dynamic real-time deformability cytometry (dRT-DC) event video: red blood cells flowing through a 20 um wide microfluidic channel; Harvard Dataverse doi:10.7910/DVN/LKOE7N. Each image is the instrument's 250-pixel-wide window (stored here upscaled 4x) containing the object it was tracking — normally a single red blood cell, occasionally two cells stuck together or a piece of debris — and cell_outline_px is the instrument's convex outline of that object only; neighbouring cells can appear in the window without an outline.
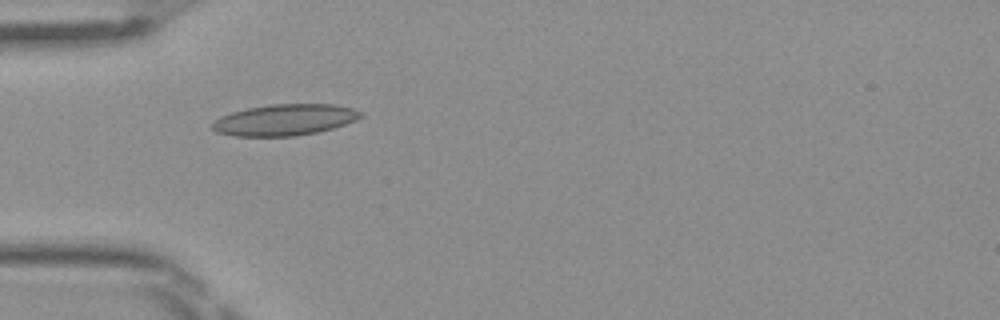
{"species": "Egyptian fruit bat (a non-hibernating species)", "species_latin": "Rousettus aegyptiacus", "temperature_condition": "room temperature", "stored_images_in_passage": 32, "camera_frame_rate_fps": 3000, "um_per_image_px": 0.085, "frame": {"image": 1, "passage_image": 1, "time_ms": 0.0, "image_size_px": [1000, 320], "cell_outline_px": [[364, 116], [356, 120], [332, 128], [316, 132], [296, 136], [236, 136], [216, 132], [212, 128], [212, 124], [216, 120], [232, 112], [248, 108], [268, 104], [332, 104], [352, 108], [364, 112]], "centroid_in_image_um": [24.24, 10.18], "position_along_channel_um": 60.8, "area_um2": 26.88}}
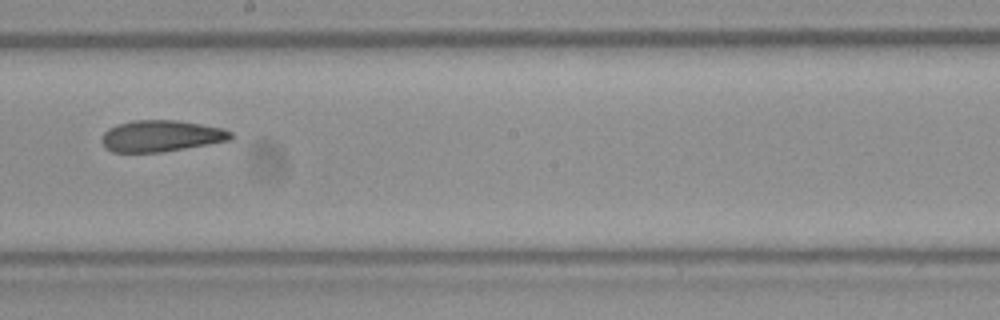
{"frame": {"image": 2, "passage_image": 14, "time_ms": 4.333, "image_size_px": [1000, 320], "cell_outline_px": [[236, 136], [228, 140], [208, 144], [160, 152], [112, 152], [104, 148], [100, 140], [104, 132], [108, 128], [116, 124], [132, 120], [176, 120], [224, 128], [232, 132]], "centroid_in_image_um": [13.66, 11.55], "position_along_channel_um": 234.5, "area_um2": 23.76}}
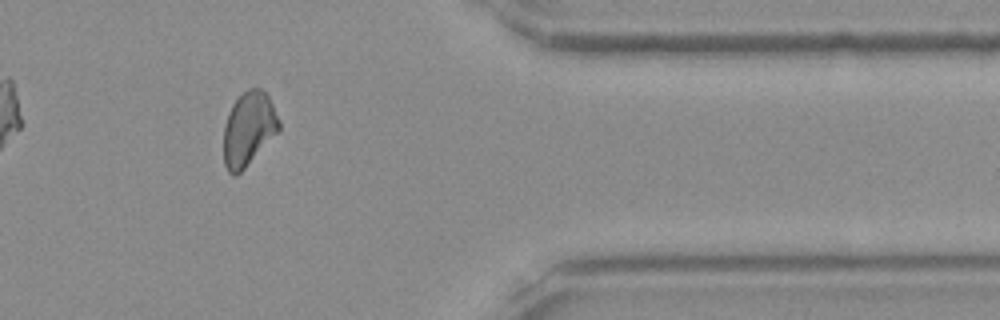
{"frame": {"image": 3, "passage_image": 27, "time_ms": 8.667, "image_size_px": [1000, 320], "cell_outline_px": [[280, 128], [244, 168], [236, 176], [232, 176], [228, 172], [224, 164], [224, 124], [228, 112], [232, 104], [248, 88], [260, 88], [268, 92], [280, 120]], "centroid_in_image_um": [21.12, 10.91], "position_along_channel_um": 390.3, "area_um2": 23.76}, "authors_computed_cell_mechanics": {"area_um2": 23.8425, "velocity_mm_per_s": 4.0603, "shape_relaxation_time_tau1_ms": null, "shape_relaxation_time_tau2_ms": 6.14, "deformation_change_tau1": null, "deformation_change_tau2": 0.1304}}